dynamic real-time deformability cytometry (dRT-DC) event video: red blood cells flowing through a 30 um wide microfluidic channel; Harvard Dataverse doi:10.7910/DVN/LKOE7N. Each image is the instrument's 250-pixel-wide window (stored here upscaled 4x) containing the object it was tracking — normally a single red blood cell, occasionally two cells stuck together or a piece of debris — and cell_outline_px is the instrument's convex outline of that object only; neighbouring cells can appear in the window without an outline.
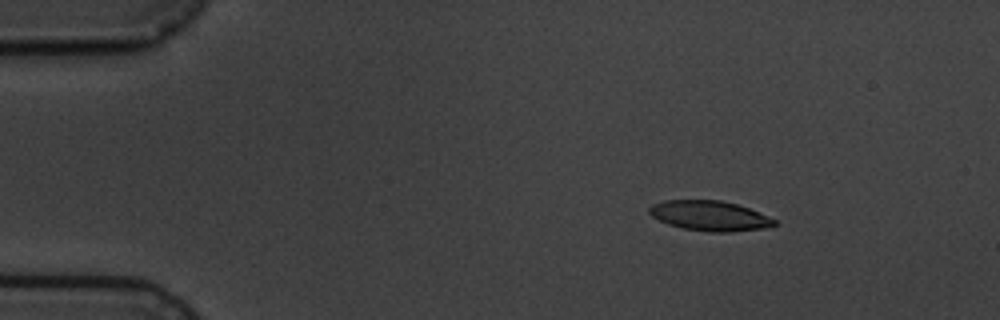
{"species": "common noctule bat (a hibernating species)", "species_latin": "Nyctalus noctula", "temperature_condition": "cold", "stored_images_in_passage": 6, "camera_frame_rate_fps": 3000, "um_per_image_px": 0.085, "animal": {"sex": "male", "body_mass_g": 19.5, "forearm_length_mm": 54.6}, "frame": {"image": 1, "passage_image": 3, "time_ms": 2.333, "image_size_px": [1000, 320], "cell_outline_px": [[776, 224], [764, 228], [728, 232], [708, 232], [684, 228], [668, 224], [652, 216], [648, 212], [648, 208], [652, 204], [664, 200], [720, 200], [736, 204], [748, 208], [776, 220]], "centroid_in_image_um": [60.28, 18.33], "position_along_channel_um": 24.7, "area_um2": 21.68}}
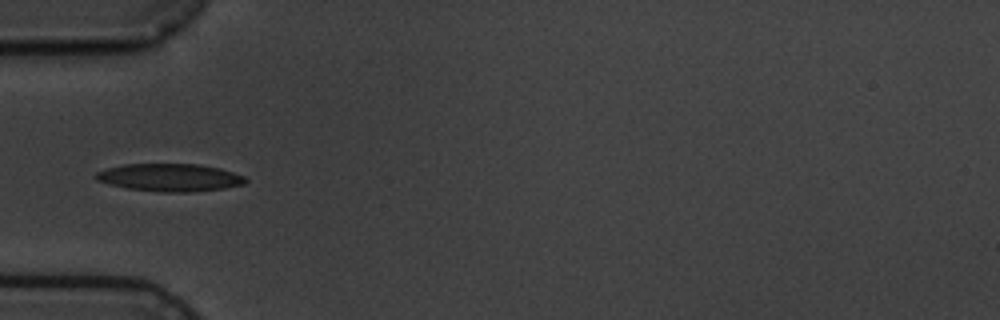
{"frame": {"image": 2, "passage_image": 6, "time_ms": 5.667, "image_size_px": [1000, 320], "cell_outline_px": [[248, 180], [244, 184], [224, 188], [192, 192], [160, 192], [128, 188], [108, 184], [96, 180], [92, 176], [96, 172], [108, 168], [124, 164], [200, 164], [220, 168], [244, 176]], "centroid_in_image_um": [14.42, 15.09], "position_along_channel_um": 70.6, "area_um2": 24.22}}